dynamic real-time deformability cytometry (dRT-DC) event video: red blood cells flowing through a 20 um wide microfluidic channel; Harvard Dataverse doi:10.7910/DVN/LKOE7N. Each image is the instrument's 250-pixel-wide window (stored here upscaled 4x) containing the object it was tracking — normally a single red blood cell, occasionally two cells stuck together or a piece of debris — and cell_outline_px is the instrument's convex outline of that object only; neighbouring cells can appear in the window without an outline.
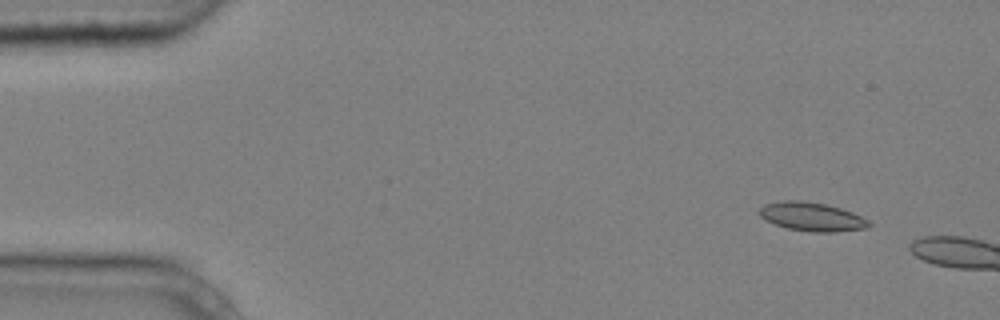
{"species": "common noctule bat (a hibernating species)", "species_latin": "Nyctalus noctula", "temperature_condition": "cold", "stored_images_in_passage": 2, "camera_frame_rate_fps": 3000, "um_per_image_px": 0.085, "animal": {"sex": "male", "body_mass_g": 20.4}, "frame": {"image": 1, "passage_image": 1, "time_ms": 0.0, "image_size_px": [1000, 320], "cell_outline_px": [[872, 224], [868, 228], [832, 232], [812, 232], [788, 228], [776, 224], [760, 216], [760, 208], [764, 204], [784, 200], [800, 200], [824, 204], [840, 208], [852, 212], [868, 220]], "centroid_in_image_um": [69.03, 18.42], "position_along_channel_um": 16.0, "area_um2": 18.09}}